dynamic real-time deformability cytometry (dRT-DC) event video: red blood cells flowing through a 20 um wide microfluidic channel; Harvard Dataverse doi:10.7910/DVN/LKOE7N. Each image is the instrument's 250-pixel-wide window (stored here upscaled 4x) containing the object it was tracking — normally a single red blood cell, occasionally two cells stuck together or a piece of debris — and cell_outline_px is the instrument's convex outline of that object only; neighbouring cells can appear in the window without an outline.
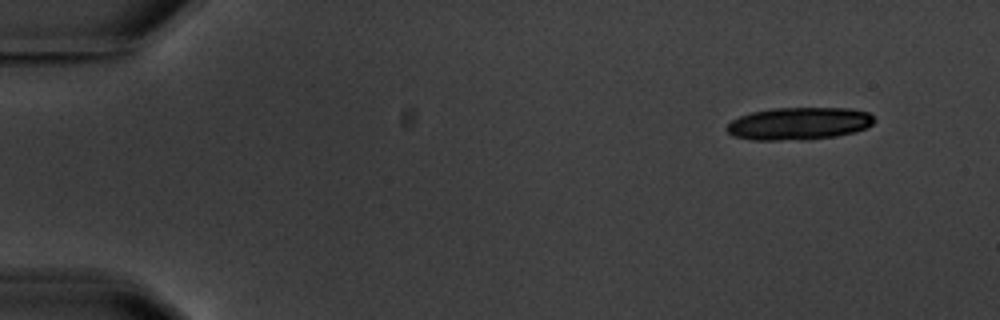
{"species": "common noctule bat (a hibernating species)", "species_latin": "Nyctalus noctula", "temperature_condition": "warm", "stored_images_in_passage": 4, "camera_frame_rate_fps": 3000, "um_per_image_px": 0.085, "animal": {"sex": "male", "body_mass_g": 20.1, "forearm_length_mm": 53.5}, "frame": {"image": 1, "passage_image": 1, "time_ms": 0.0, "image_size_px": [1000, 320], "cell_outline_px": [[876, 120], [872, 124], [856, 132], [836, 136], [808, 140], [752, 140], [732, 136], [724, 128], [732, 120], [740, 116], [752, 112], [772, 108], [852, 108], [868, 112]], "centroid_in_image_um": [67.9, 10.51], "position_along_channel_um": 17.1, "area_um2": 28.21}}